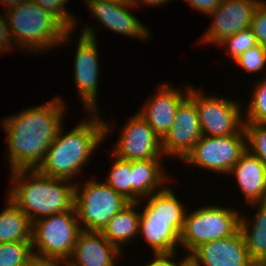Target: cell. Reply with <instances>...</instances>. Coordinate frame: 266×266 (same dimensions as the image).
I'll return each mask as SVG.
<instances>
[{
	"mask_svg": "<svg viewBox=\"0 0 266 266\" xmlns=\"http://www.w3.org/2000/svg\"><path fill=\"white\" fill-rule=\"evenodd\" d=\"M64 109L61 99L55 97L47 104L24 109L2 121L8 134L11 172L38 169L62 126Z\"/></svg>",
	"mask_w": 266,
	"mask_h": 266,
	"instance_id": "6da1fadb",
	"label": "cell"
},
{
	"mask_svg": "<svg viewBox=\"0 0 266 266\" xmlns=\"http://www.w3.org/2000/svg\"><path fill=\"white\" fill-rule=\"evenodd\" d=\"M93 114L90 120L82 121L65 135L62 134L63 127H60L44 161L37 169L41 174L72 180L81 171L111 129L110 124L99 119L98 112Z\"/></svg>",
	"mask_w": 266,
	"mask_h": 266,
	"instance_id": "7a4b0ae2",
	"label": "cell"
},
{
	"mask_svg": "<svg viewBox=\"0 0 266 266\" xmlns=\"http://www.w3.org/2000/svg\"><path fill=\"white\" fill-rule=\"evenodd\" d=\"M12 175L14 184L8 198L32 223L40 218L74 208L75 183L70 182L67 185L69 180L43 175L37 169L16 170L11 173Z\"/></svg>",
	"mask_w": 266,
	"mask_h": 266,
	"instance_id": "3957f363",
	"label": "cell"
},
{
	"mask_svg": "<svg viewBox=\"0 0 266 266\" xmlns=\"http://www.w3.org/2000/svg\"><path fill=\"white\" fill-rule=\"evenodd\" d=\"M5 13L13 43L26 50L38 52L64 45L72 33L56 16L33 0L24 1Z\"/></svg>",
	"mask_w": 266,
	"mask_h": 266,
	"instance_id": "277c9868",
	"label": "cell"
},
{
	"mask_svg": "<svg viewBox=\"0 0 266 266\" xmlns=\"http://www.w3.org/2000/svg\"><path fill=\"white\" fill-rule=\"evenodd\" d=\"M140 213L139 234L153 253H175L185 221V209L169 187L152 193Z\"/></svg>",
	"mask_w": 266,
	"mask_h": 266,
	"instance_id": "5b68a950",
	"label": "cell"
},
{
	"mask_svg": "<svg viewBox=\"0 0 266 266\" xmlns=\"http://www.w3.org/2000/svg\"><path fill=\"white\" fill-rule=\"evenodd\" d=\"M75 208L40 218L32 223V249L36 258L60 265L70 260L81 232Z\"/></svg>",
	"mask_w": 266,
	"mask_h": 266,
	"instance_id": "8992f818",
	"label": "cell"
},
{
	"mask_svg": "<svg viewBox=\"0 0 266 266\" xmlns=\"http://www.w3.org/2000/svg\"><path fill=\"white\" fill-rule=\"evenodd\" d=\"M81 190V191H80ZM129 201L106 182L88 180L83 188L75 183L74 208L82 231L101 232Z\"/></svg>",
	"mask_w": 266,
	"mask_h": 266,
	"instance_id": "52a82bcc",
	"label": "cell"
},
{
	"mask_svg": "<svg viewBox=\"0 0 266 266\" xmlns=\"http://www.w3.org/2000/svg\"><path fill=\"white\" fill-rule=\"evenodd\" d=\"M239 228L237 210L209 205L185 215L180 244L192 253L201 244L228 237Z\"/></svg>",
	"mask_w": 266,
	"mask_h": 266,
	"instance_id": "ba28073f",
	"label": "cell"
},
{
	"mask_svg": "<svg viewBox=\"0 0 266 266\" xmlns=\"http://www.w3.org/2000/svg\"><path fill=\"white\" fill-rule=\"evenodd\" d=\"M246 132L209 137L202 135L183 161L218 173L230 172L247 150Z\"/></svg>",
	"mask_w": 266,
	"mask_h": 266,
	"instance_id": "9c48e42d",
	"label": "cell"
},
{
	"mask_svg": "<svg viewBox=\"0 0 266 266\" xmlns=\"http://www.w3.org/2000/svg\"><path fill=\"white\" fill-rule=\"evenodd\" d=\"M188 96L197 107L202 135L215 137L238 134L244 129L240 103L222 97L207 96L190 86Z\"/></svg>",
	"mask_w": 266,
	"mask_h": 266,
	"instance_id": "30bf717a",
	"label": "cell"
},
{
	"mask_svg": "<svg viewBox=\"0 0 266 266\" xmlns=\"http://www.w3.org/2000/svg\"><path fill=\"white\" fill-rule=\"evenodd\" d=\"M83 29L74 60L75 85L85 109L93 113L98 112L96 105L99 79L97 40L94 29L90 26Z\"/></svg>",
	"mask_w": 266,
	"mask_h": 266,
	"instance_id": "8fae6325",
	"label": "cell"
},
{
	"mask_svg": "<svg viewBox=\"0 0 266 266\" xmlns=\"http://www.w3.org/2000/svg\"><path fill=\"white\" fill-rule=\"evenodd\" d=\"M126 123L113 154L129 161L160 159L162 139L149 124L138 113Z\"/></svg>",
	"mask_w": 266,
	"mask_h": 266,
	"instance_id": "7c38bea8",
	"label": "cell"
},
{
	"mask_svg": "<svg viewBox=\"0 0 266 266\" xmlns=\"http://www.w3.org/2000/svg\"><path fill=\"white\" fill-rule=\"evenodd\" d=\"M261 0H221L219 6L211 13L213 22L200 42L219 44L225 38L250 28L254 11Z\"/></svg>",
	"mask_w": 266,
	"mask_h": 266,
	"instance_id": "4fadbf2b",
	"label": "cell"
},
{
	"mask_svg": "<svg viewBox=\"0 0 266 266\" xmlns=\"http://www.w3.org/2000/svg\"><path fill=\"white\" fill-rule=\"evenodd\" d=\"M201 136L197 107L187 94L178 106L169 132L162 139L163 154L184 159Z\"/></svg>",
	"mask_w": 266,
	"mask_h": 266,
	"instance_id": "5bb4252c",
	"label": "cell"
},
{
	"mask_svg": "<svg viewBox=\"0 0 266 266\" xmlns=\"http://www.w3.org/2000/svg\"><path fill=\"white\" fill-rule=\"evenodd\" d=\"M187 257L197 266H256L240 228L228 237L201 244Z\"/></svg>",
	"mask_w": 266,
	"mask_h": 266,
	"instance_id": "9a60e30c",
	"label": "cell"
},
{
	"mask_svg": "<svg viewBox=\"0 0 266 266\" xmlns=\"http://www.w3.org/2000/svg\"><path fill=\"white\" fill-rule=\"evenodd\" d=\"M168 83L162 84L157 93L147 100L138 114L149 124L154 132L163 139L169 132L180 102L187 96L189 87L185 94L178 89L169 87ZM184 94V95H183Z\"/></svg>",
	"mask_w": 266,
	"mask_h": 266,
	"instance_id": "2e32d148",
	"label": "cell"
},
{
	"mask_svg": "<svg viewBox=\"0 0 266 266\" xmlns=\"http://www.w3.org/2000/svg\"><path fill=\"white\" fill-rule=\"evenodd\" d=\"M93 15L108 29L130 37L147 39L149 30L129 9L131 4H118L107 0H85ZM129 8V9H128Z\"/></svg>",
	"mask_w": 266,
	"mask_h": 266,
	"instance_id": "e0dca14e",
	"label": "cell"
},
{
	"mask_svg": "<svg viewBox=\"0 0 266 266\" xmlns=\"http://www.w3.org/2000/svg\"><path fill=\"white\" fill-rule=\"evenodd\" d=\"M101 232L81 231L77 237L71 260L65 266H116L114 259L121 254Z\"/></svg>",
	"mask_w": 266,
	"mask_h": 266,
	"instance_id": "ac0fdd59",
	"label": "cell"
},
{
	"mask_svg": "<svg viewBox=\"0 0 266 266\" xmlns=\"http://www.w3.org/2000/svg\"><path fill=\"white\" fill-rule=\"evenodd\" d=\"M229 174L236 176L242 194L251 203L266 202V166L248 149Z\"/></svg>",
	"mask_w": 266,
	"mask_h": 266,
	"instance_id": "d6986e66",
	"label": "cell"
},
{
	"mask_svg": "<svg viewBox=\"0 0 266 266\" xmlns=\"http://www.w3.org/2000/svg\"><path fill=\"white\" fill-rule=\"evenodd\" d=\"M160 161V159L131 161L132 202L139 203V199L142 200L141 197H149L155 191L165 188L163 182L166 183L165 180L168 178L161 169Z\"/></svg>",
	"mask_w": 266,
	"mask_h": 266,
	"instance_id": "ffe728a7",
	"label": "cell"
},
{
	"mask_svg": "<svg viewBox=\"0 0 266 266\" xmlns=\"http://www.w3.org/2000/svg\"><path fill=\"white\" fill-rule=\"evenodd\" d=\"M251 205H257L256 216L250 223L240 216V230L252 262L256 266H266V202L251 203Z\"/></svg>",
	"mask_w": 266,
	"mask_h": 266,
	"instance_id": "44dd1931",
	"label": "cell"
},
{
	"mask_svg": "<svg viewBox=\"0 0 266 266\" xmlns=\"http://www.w3.org/2000/svg\"><path fill=\"white\" fill-rule=\"evenodd\" d=\"M137 202H129L122 210L114 215L101 231L103 236L112 244L121 249V244L131 242L139 233L140 213L135 209Z\"/></svg>",
	"mask_w": 266,
	"mask_h": 266,
	"instance_id": "7402d4cb",
	"label": "cell"
},
{
	"mask_svg": "<svg viewBox=\"0 0 266 266\" xmlns=\"http://www.w3.org/2000/svg\"><path fill=\"white\" fill-rule=\"evenodd\" d=\"M32 240V222L9 198L0 213V243Z\"/></svg>",
	"mask_w": 266,
	"mask_h": 266,
	"instance_id": "603a6c76",
	"label": "cell"
},
{
	"mask_svg": "<svg viewBox=\"0 0 266 266\" xmlns=\"http://www.w3.org/2000/svg\"><path fill=\"white\" fill-rule=\"evenodd\" d=\"M105 182L129 202H132L131 161L116 157Z\"/></svg>",
	"mask_w": 266,
	"mask_h": 266,
	"instance_id": "cb8c5ba5",
	"label": "cell"
},
{
	"mask_svg": "<svg viewBox=\"0 0 266 266\" xmlns=\"http://www.w3.org/2000/svg\"><path fill=\"white\" fill-rule=\"evenodd\" d=\"M31 241L0 243V266H24L34 258Z\"/></svg>",
	"mask_w": 266,
	"mask_h": 266,
	"instance_id": "d4e9b609",
	"label": "cell"
},
{
	"mask_svg": "<svg viewBox=\"0 0 266 266\" xmlns=\"http://www.w3.org/2000/svg\"><path fill=\"white\" fill-rule=\"evenodd\" d=\"M247 149L266 166V123H244Z\"/></svg>",
	"mask_w": 266,
	"mask_h": 266,
	"instance_id": "484cf974",
	"label": "cell"
},
{
	"mask_svg": "<svg viewBox=\"0 0 266 266\" xmlns=\"http://www.w3.org/2000/svg\"><path fill=\"white\" fill-rule=\"evenodd\" d=\"M244 123H266V78L255 85Z\"/></svg>",
	"mask_w": 266,
	"mask_h": 266,
	"instance_id": "4316f807",
	"label": "cell"
},
{
	"mask_svg": "<svg viewBox=\"0 0 266 266\" xmlns=\"http://www.w3.org/2000/svg\"><path fill=\"white\" fill-rule=\"evenodd\" d=\"M218 45L227 46L229 55L236 60L243 52L258 45L256 37L251 28L241 30L234 35L225 38Z\"/></svg>",
	"mask_w": 266,
	"mask_h": 266,
	"instance_id": "83f0119b",
	"label": "cell"
},
{
	"mask_svg": "<svg viewBox=\"0 0 266 266\" xmlns=\"http://www.w3.org/2000/svg\"><path fill=\"white\" fill-rule=\"evenodd\" d=\"M234 62L247 72L261 71L266 65V48L258 44L243 52Z\"/></svg>",
	"mask_w": 266,
	"mask_h": 266,
	"instance_id": "f1b7e54d",
	"label": "cell"
},
{
	"mask_svg": "<svg viewBox=\"0 0 266 266\" xmlns=\"http://www.w3.org/2000/svg\"><path fill=\"white\" fill-rule=\"evenodd\" d=\"M42 9L56 16L69 30L74 29L76 18L65 7L68 0H33Z\"/></svg>",
	"mask_w": 266,
	"mask_h": 266,
	"instance_id": "f546056e",
	"label": "cell"
},
{
	"mask_svg": "<svg viewBox=\"0 0 266 266\" xmlns=\"http://www.w3.org/2000/svg\"><path fill=\"white\" fill-rule=\"evenodd\" d=\"M250 28L258 44L266 48V3H259L256 7Z\"/></svg>",
	"mask_w": 266,
	"mask_h": 266,
	"instance_id": "4dcf8cb0",
	"label": "cell"
},
{
	"mask_svg": "<svg viewBox=\"0 0 266 266\" xmlns=\"http://www.w3.org/2000/svg\"><path fill=\"white\" fill-rule=\"evenodd\" d=\"M6 13L4 16H0V51L1 53L4 51H9L14 44L11 41V34L9 30V25L7 21V17L5 18ZM5 18V19H4Z\"/></svg>",
	"mask_w": 266,
	"mask_h": 266,
	"instance_id": "1f68e13d",
	"label": "cell"
},
{
	"mask_svg": "<svg viewBox=\"0 0 266 266\" xmlns=\"http://www.w3.org/2000/svg\"><path fill=\"white\" fill-rule=\"evenodd\" d=\"M195 7L198 11H201L205 14L213 12L221 3V0H185Z\"/></svg>",
	"mask_w": 266,
	"mask_h": 266,
	"instance_id": "d6a6232c",
	"label": "cell"
},
{
	"mask_svg": "<svg viewBox=\"0 0 266 266\" xmlns=\"http://www.w3.org/2000/svg\"><path fill=\"white\" fill-rule=\"evenodd\" d=\"M175 255L176 252L154 254L155 259H153V262L147 264L146 266H177L178 263H175L171 260Z\"/></svg>",
	"mask_w": 266,
	"mask_h": 266,
	"instance_id": "836d02e7",
	"label": "cell"
},
{
	"mask_svg": "<svg viewBox=\"0 0 266 266\" xmlns=\"http://www.w3.org/2000/svg\"><path fill=\"white\" fill-rule=\"evenodd\" d=\"M167 1H169V0H130V3H131V5L132 6H134V8L137 6L138 7V5L139 4H147V5H153V6H159V5H161V4H164V3H166Z\"/></svg>",
	"mask_w": 266,
	"mask_h": 266,
	"instance_id": "e575fe53",
	"label": "cell"
},
{
	"mask_svg": "<svg viewBox=\"0 0 266 266\" xmlns=\"http://www.w3.org/2000/svg\"><path fill=\"white\" fill-rule=\"evenodd\" d=\"M24 266H58L57 264H54L49 261H45L40 258L34 257L32 260H30L26 265Z\"/></svg>",
	"mask_w": 266,
	"mask_h": 266,
	"instance_id": "d590c367",
	"label": "cell"
},
{
	"mask_svg": "<svg viewBox=\"0 0 266 266\" xmlns=\"http://www.w3.org/2000/svg\"><path fill=\"white\" fill-rule=\"evenodd\" d=\"M3 4H5V10H9L13 7H16L17 5L21 4L24 1L27 0H0ZM8 8V9H7Z\"/></svg>",
	"mask_w": 266,
	"mask_h": 266,
	"instance_id": "8d00e7d4",
	"label": "cell"
},
{
	"mask_svg": "<svg viewBox=\"0 0 266 266\" xmlns=\"http://www.w3.org/2000/svg\"><path fill=\"white\" fill-rule=\"evenodd\" d=\"M178 266H197L189 257L183 258L182 262Z\"/></svg>",
	"mask_w": 266,
	"mask_h": 266,
	"instance_id": "74e56055",
	"label": "cell"
},
{
	"mask_svg": "<svg viewBox=\"0 0 266 266\" xmlns=\"http://www.w3.org/2000/svg\"><path fill=\"white\" fill-rule=\"evenodd\" d=\"M107 1H111L113 3H118V4H131L130 0H107Z\"/></svg>",
	"mask_w": 266,
	"mask_h": 266,
	"instance_id": "f35d334b",
	"label": "cell"
}]
</instances>
